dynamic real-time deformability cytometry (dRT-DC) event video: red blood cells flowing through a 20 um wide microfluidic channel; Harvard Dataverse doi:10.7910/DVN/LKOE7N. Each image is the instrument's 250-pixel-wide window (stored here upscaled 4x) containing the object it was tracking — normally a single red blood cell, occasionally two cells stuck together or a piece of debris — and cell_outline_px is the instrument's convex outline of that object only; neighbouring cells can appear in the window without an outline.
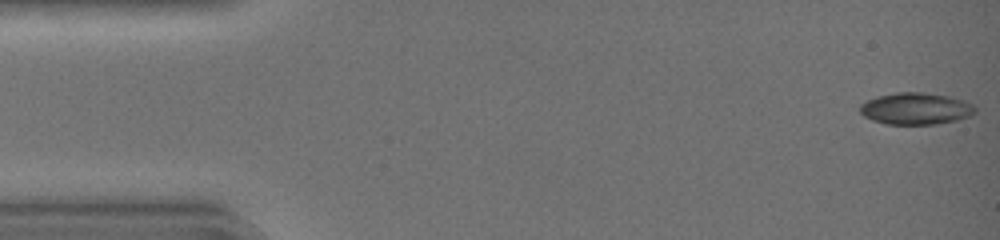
{"species": "common noctule bat (a hibernating species)", "species_latin": "Nyctalus noctula", "temperature_condition": "warm", "stored_images_in_passage": 43, "camera_frame_rate_fps": 3000, "um_per_image_px": 0.085, "animal": {"sex": "female", "body_mass_g": 19.0, "forearm_length_mm": 51.5}, "frame": {"image": 1, "passage_image": 1, "time_ms": 0.0, "image_size_px": [1000, 240], "cell_outline_px": [[976, 112], [968, 116], [956, 120], [936, 124], [884, 124], [872, 120], [864, 116], [860, 112], [860, 104], [876, 96], [896, 92], [924, 92], [948, 96], [964, 100], [972, 104], [976, 108]], "centroid_in_image_um": [77.83, 9.23], "position_along_channel_um": 7.2, "area_um2": 21.39}}
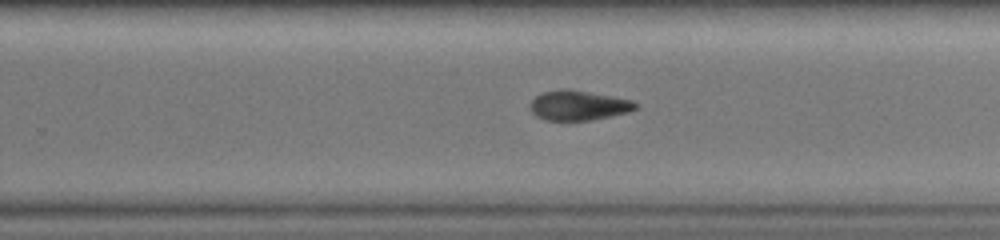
{"frame": {"image": 2, "passage_image": 28, "time_ms": 9.0, "image_size_px": [1000, 240], "cell_outline_px": [[640, 104], [636, 108], [624, 112], [592, 120], [544, 120], [536, 116], [532, 112], [528, 104], [540, 92], [564, 88], [568, 88], [612, 96], [632, 100]], "centroid_in_image_um": [49.11, 8.94], "position_along_channel_um": 280.7, "area_um2": 18.32}}
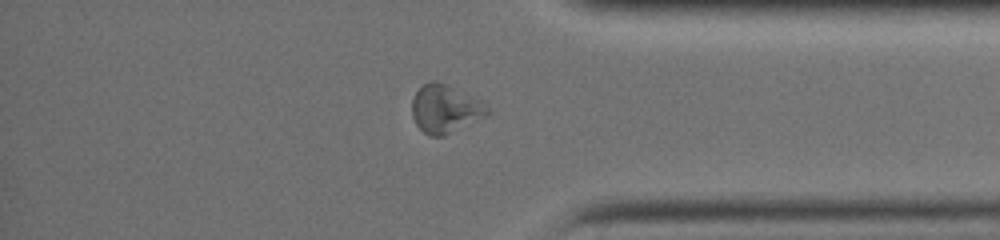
{"frame": {"image": 3, "passage_image": 36, "time_ms": 11.667, "image_size_px": [1000, 240], "cell_outline_px": [[492, 112], [488, 116], [444, 136], [428, 136], [416, 124], [412, 116], [412, 100], [416, 92], [428, 80], [436, 80], [480, 100]], "centroid_in_image_um": [37.84, 9.27], "position_along_channel_um": 397.4, "area_um2": 21.15}, "authors_computed_cell_mechanics": {"area_um2": 19.9988, "velocity_mm_per_s": 4.4907, "shape_relaxation_time_tau1_ms": 2.951, "shape_relaxation_time_tau2_ms": 3.0324, "deformation_change_tau1": 0.1213, "deformation_change_tau2": 0.0971}}